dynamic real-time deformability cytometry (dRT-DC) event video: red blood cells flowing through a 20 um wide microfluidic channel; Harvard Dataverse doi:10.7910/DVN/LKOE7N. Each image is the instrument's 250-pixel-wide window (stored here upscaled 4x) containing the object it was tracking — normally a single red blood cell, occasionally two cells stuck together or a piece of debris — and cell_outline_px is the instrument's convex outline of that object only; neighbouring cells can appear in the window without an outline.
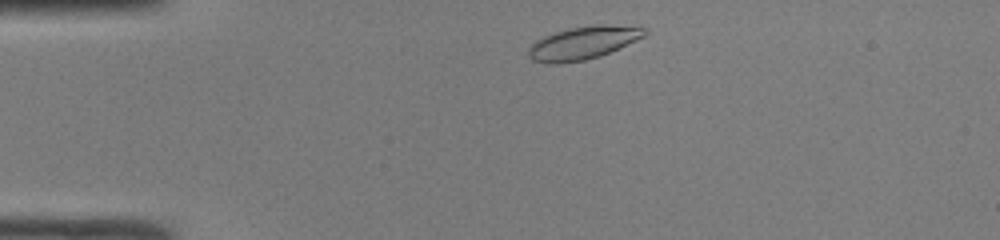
{"species": "common noctule bat (a hibernating species)", "species_latin": "Nyctalus noctula", "temperature_condition": "room temperature", "stored_images_in_passage": 40, "camera_frame_rate_fps": 3000, "um_per_image_px": 0.085, "animal": {"sex": "male", "body_mass_g": 19.0, "forearm_length_mm": 50.8}, "frame": {"image": 1, "passage_image": 2, "time_ms": 0.333, "image_size_px": [1000, 240], "cell_outline_px": [[648, 32], [644, 36], [636, 40], [600, 56], [584, 60], [556, 64], [548, 64], [532, 60], [528, 56], [528, 48], [540, 36], [568, 28], [596, 24], [604, 24], [648, 28]], "centroid_in_image_um": [49.52, 3.64], "position_along_channel_um": 35.5, "area_um2": 22.43}}
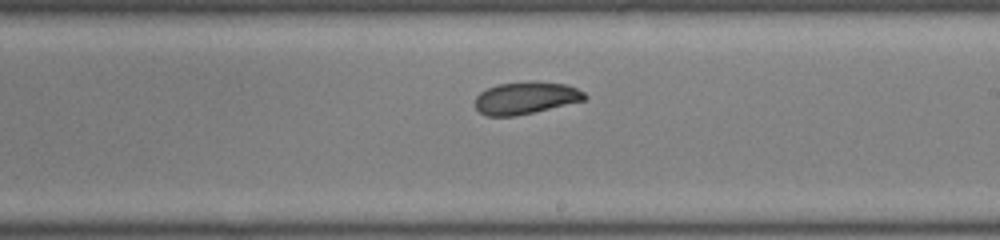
{"frame": {"image": 2, "passage_image": 20, "time_ms": 6.333, "image_size_px": [1000, 240], "cell_outline_px": [[588, 100], [532, 112], [512, 116], [488, 116], [480, 112], [476, 108], [476, 96], [480, 92], [496, 84], [528, 80], [568, 84], [584, 92], [588, 96]], "centroid_in_image_um": [44.73, 8.3], "position_along_channel_um": 244.3, "area_um2": 20.81}}
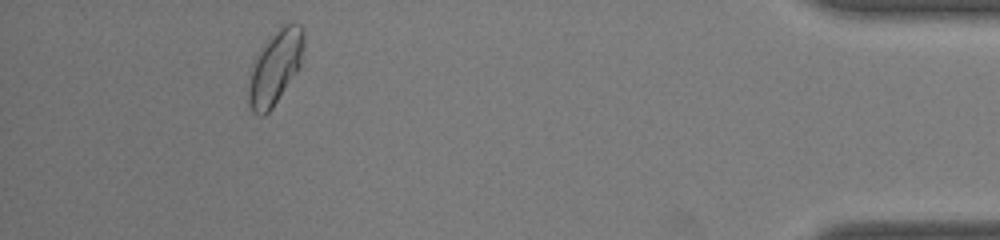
{"frame": {"image": 3, "passage_image": 36, "time_ms": 11.667, "image_size_px": [1000, 240], "cell_outline_px": [[304, 48], [300, 68], [272, 108], [264, 116], [256, 116], [252, 112], [248, 104], [248, 84], [252, 64], [260, 52], [276, 32], [284, 24], [300, 24], [304, 28]], "centroid_in_image_um": [23.41, 5.79], "position_along_channel_um": 411.8, "area_um2": 23.58}, "authors_computed_cell_mechanics": {"area_um2": 21.6172, "velocity_mm_per_s": 4.2007, "shape_relaxation_time_tau1_ms": 2.6754, "shape_relaxation_time_tau2_ms": 1.8091, "deformation_change_tau1": 0.0957, "deformation_change_tau2": 0.0603}}